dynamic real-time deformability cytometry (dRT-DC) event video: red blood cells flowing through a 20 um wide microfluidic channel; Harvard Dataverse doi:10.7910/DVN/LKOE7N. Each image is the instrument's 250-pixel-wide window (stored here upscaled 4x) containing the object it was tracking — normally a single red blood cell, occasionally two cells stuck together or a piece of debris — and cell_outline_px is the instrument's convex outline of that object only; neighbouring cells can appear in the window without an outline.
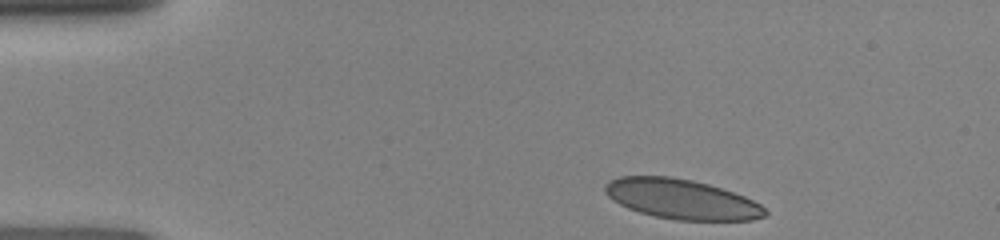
{"species": "human", "species_latin": "Homo sapiens", "temperature_condition": "room temperature", "stored_images_in_passage": 29, "camera_frame_rate_fps": 3000, "um_per_image_px": 0.085, "donor": {"sex": "female"}, "frame": {"image": 1, "passage_image": 1, "time_ms": 0.0, "image_size_px": [1000, 240], "cell_outline_px": [[768, 212], [764, 216], [752, 220], [676, 220], [656, 216], [640, 212], [628, 208], [612, 200], [604, 192], [604, 184], [608, 180], [620, 176], [672, 176], [692, 180], [708, 184], [744, 196], [760, 204]], "centroid_in_image_um": [57.89, 16.92], "position_along_channel_um": 27.1, "area_um2": 37.11}}
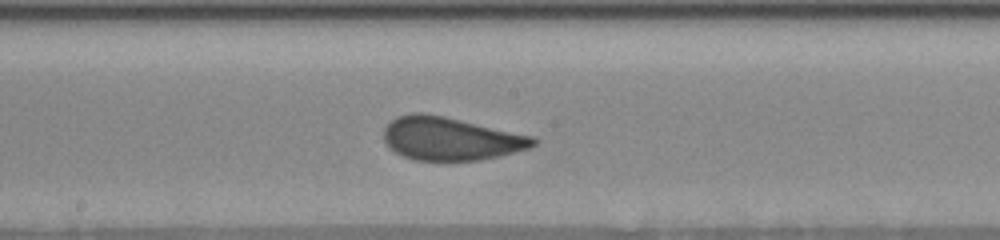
{"frame": {"image": 2, "passage_image": 13, "time_ms": 6.0, "image_size_px": [1000, 240], "cell_outline_px": [[536, 144], [528, 148], [480, 160], [416, 160], [404, 156], [388, 148], [384, 140], [384, 128], [396, 116], [412, 112], [424, 112], [444, 116], [532, 136], [536, 140]], "centroid_in_image_um": [38.23, 11.77], "position_along_channel_um": 210.0, "area_um2": 37.22}}
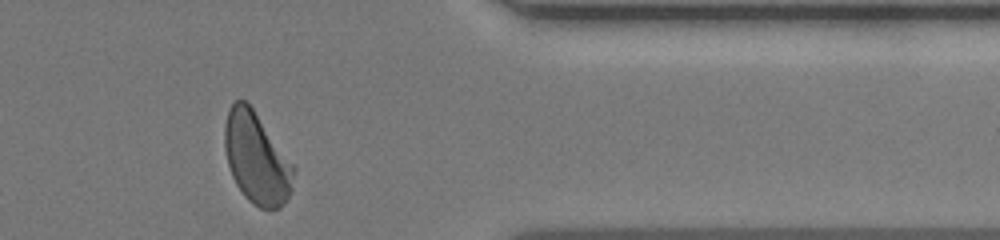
{"frame": {"image": 3, "passage_image": 24, "time_ms": 10.667, "image_size_px": [1000, 240], "cell_outline_px": [[296, 168], [292, 188], [284, 204], [280, 208], [260, 208], [252, 204], [244, 196], [236, 184], [232, 176], [228, 164], [224, 148], [224, 128], [228, 108], [236, 100], [244, 100], [252, 108]], "centroid_in_image_um": [21.8, 13.47], "position_along_channel_um": 389.6, "area_um2": 36.47}}